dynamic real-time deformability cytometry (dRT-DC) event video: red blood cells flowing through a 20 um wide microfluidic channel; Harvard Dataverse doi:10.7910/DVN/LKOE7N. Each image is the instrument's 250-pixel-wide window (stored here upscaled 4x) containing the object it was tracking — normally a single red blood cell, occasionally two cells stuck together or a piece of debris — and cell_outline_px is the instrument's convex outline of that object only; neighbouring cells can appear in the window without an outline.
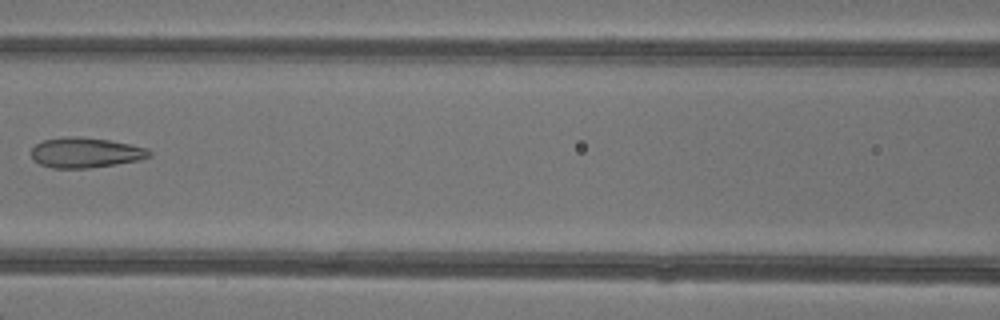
{"species": "common noctule bat (a hibernating species)", "species_latin": "Nyctalus noctula", "temperature_condition": "warm", "stored_images_in_passage": 6, "camera_frame_rate_fps": 3000, "um_per_image_px": 0.085, "animal": {"sex": "female"}, "frame": {"image": 1, "passage_image": 6, "time_ms": 6.0, "image_size_px": [1000, 320], "cell_outline_px": [[152, 156], [140, 160], [116, 164], [88, 168], [52, 168], [40, 164], [32, 160], [32, 148], [36, 144], [44, 140], [64, 136], [80, 136], [108, 140], [132, 144], [148, 148], [152, 152]], "centroid_in_image_um": [7.29, 12.97], "position_along_channel_um": 159.3, "area_um2": 20.98}}